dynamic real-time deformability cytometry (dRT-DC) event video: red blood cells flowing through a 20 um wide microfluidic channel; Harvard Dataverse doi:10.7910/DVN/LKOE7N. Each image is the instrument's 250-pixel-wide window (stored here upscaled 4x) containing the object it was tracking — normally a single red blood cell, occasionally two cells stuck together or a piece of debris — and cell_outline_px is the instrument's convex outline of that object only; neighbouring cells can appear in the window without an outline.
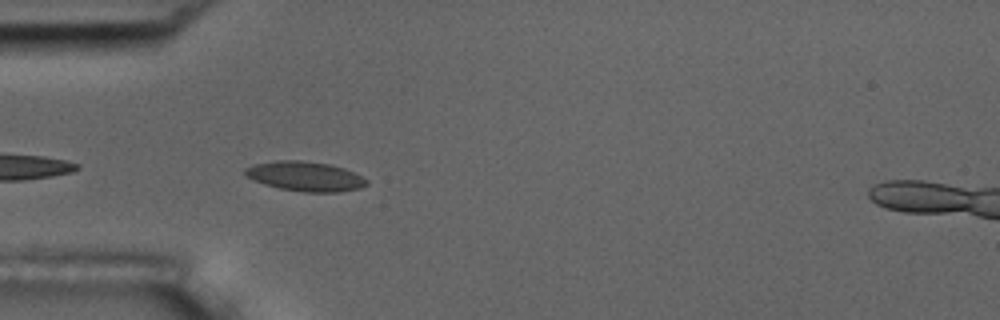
{"species": "common noctule bat (a hibernating species)", "species_latin": "Nyctalus noctula", "temperature_condition": "room temperature", "stored_images_in_passage": 5, "camera_frame_rate_fps": 3000, "um_per_image_px": 0.085, "animal": {"sex": "male", "body_mass_g": 17.5, "forearm_length_mm": 52.3}, "frame": {"image": 1, "passage_image": 5, "time_ms": 4.333, "image_size_px": [1000, 320], "cell_outline_px": [[368, 184], [360, 188], [336, 192], [304, 192], [280, 188], [264, 184], [252, 180], [244, 176], [244, 168], [252, 164], [276, 160], [300, 160], [328, 164], [344, 168], [368, 180]], "centroid_in_image_um": [25.88, 14.98], "position_along_channel_um": 59.1, "area_um2": 21.04}}